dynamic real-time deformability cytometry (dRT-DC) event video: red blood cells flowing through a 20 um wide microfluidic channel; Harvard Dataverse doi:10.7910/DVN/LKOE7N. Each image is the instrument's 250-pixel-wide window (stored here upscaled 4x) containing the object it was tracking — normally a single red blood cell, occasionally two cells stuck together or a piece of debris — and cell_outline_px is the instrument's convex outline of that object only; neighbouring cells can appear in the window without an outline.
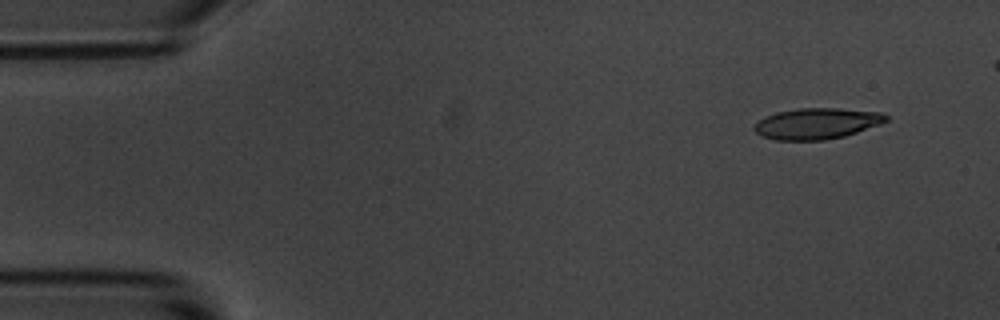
{"species": "common noctule bat (a hibernating species)", "species_latin": "Nyctalus noctula", "temperature_condition": "room temperature", "stored_images_in_passage": 5, "camera_frame_rate_fps": 3000, "um_per_image_px": 0.085, "animal": {"sex": "male", "body_mass_g": 20.1, "forearm_length_mm": 53.5}, "frame": {"image": 1, "passage_image": 1, "time_ms": 0.0, "image_size_px": [1000, 320], "cell_outline_px": [[888, 120], [880, 124], [844, 136], [824, 140], [776, 140], [764, 136], [756, 132], [756, 124], [760, 120], [776, 112], [800, 108], [836, 108], [880, 112], [888, 116]], "centroid_in_image_um": [69.47, 10.5], "position_along_channel_um": 15.5, "area_um2": 23.41}}